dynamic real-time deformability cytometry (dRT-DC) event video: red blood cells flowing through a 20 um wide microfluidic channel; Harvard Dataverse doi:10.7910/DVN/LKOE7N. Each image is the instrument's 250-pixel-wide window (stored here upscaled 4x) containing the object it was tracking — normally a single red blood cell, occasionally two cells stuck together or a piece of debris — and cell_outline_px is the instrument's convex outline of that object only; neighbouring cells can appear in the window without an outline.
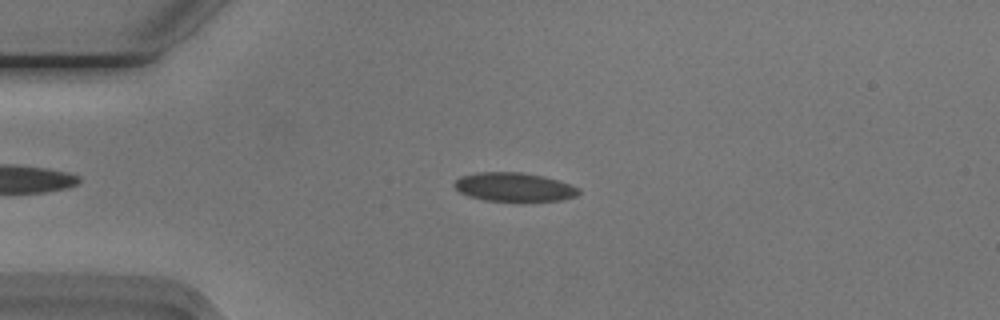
{"species": "Egyptian fruit bat (a non-hibernating species)", "species_latin": "Rousettus aegyptiacus", "temperature_condition": "cold", "stored_images_in_passage": 20, "camera_frame_rate_fps": 3000, "um_per_image_px": 0.085, "animal": {"sex": "male"}, "frame": {"image": 1, "passage_image": 12, "time_ms": 3.667, "image_size_px": [1000, 320], "cell_outline_px": [[580, 192], [576, 196], [560, 200], [524, 204], [484, 200], [468, 196], [460, 192], [452, 184], [460, 176], [476, 172], [520, 172], [544, 176], [580, 188]], "centroid_in_image_um": [43.69, 15.94], "position_along_channel_um": 41.3, "area_um2": 21.68}}
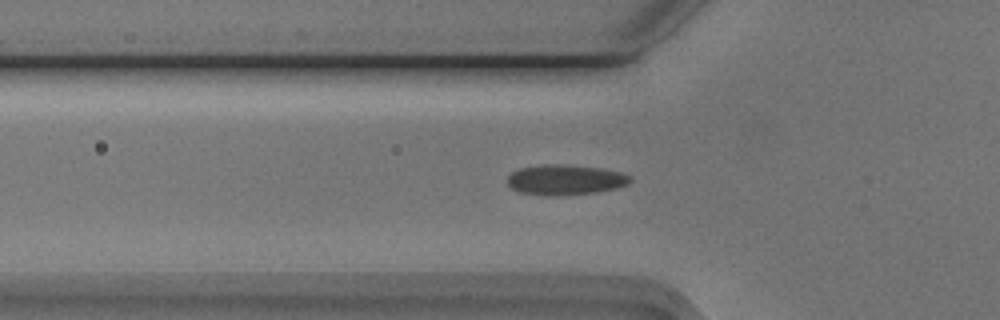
{"frame": {"image": 2, "passage_image": 17, "time_ms": 5.333, "image_size_px": [1000, 320], "cell_outline_px": [[632, 180], [628, 184], [616, 188], [596, 192], [556, 196], [548, 196], [520, 192], [512, 188], [508, 184], [508, 176], [512, 172], [520, 168], [544, 164], [560, 164], [600, 168], [620, 172], [632, 176]], "centroid_in_image_um": [48.06, 15.28], "position_along_channel_um": 77.7, "area_um2": 21.62}}